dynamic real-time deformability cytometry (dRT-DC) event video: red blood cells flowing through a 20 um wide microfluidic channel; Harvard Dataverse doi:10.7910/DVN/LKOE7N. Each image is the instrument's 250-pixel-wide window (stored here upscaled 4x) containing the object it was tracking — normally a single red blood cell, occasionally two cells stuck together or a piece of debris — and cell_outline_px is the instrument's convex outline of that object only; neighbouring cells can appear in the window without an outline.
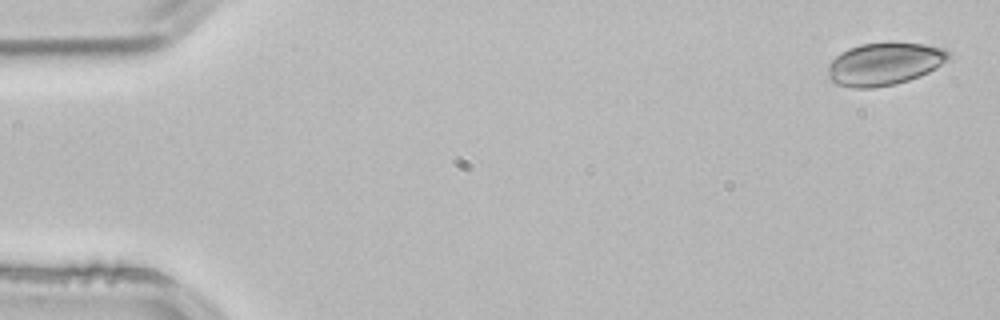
{"species": "common noctule bat (a hibernating species)", "species_latin": "Nyctalus noctula", "temperature_condition": "room temperature", "stored_images_in_passage": 3, "camera_frame_rate_fps": 3000, "um_per_image_px": 0.085, "animal": {"sex": "male", "body_mass_g": 21.5, "forearm_length_mm": 52.0}, "frame": {"image": 1, "passage_image": 1, "time_ms": 0.0, "image_size_px": [1000, 320], "cell_outline_px": [[952, 56], [936, 68], [928, 72], [908, 80], [896, 84], [872, 88], [852, 88], [836, 84], [828, 80], [828, 64], [840, 52], [848, 48], [860, 44], [892, 40], [924, 44], [944, 48]], "centroid_in_image_um": [75.15, 5.4], "position_along_channel_um": 9.8, "area_um2": 30.63}}
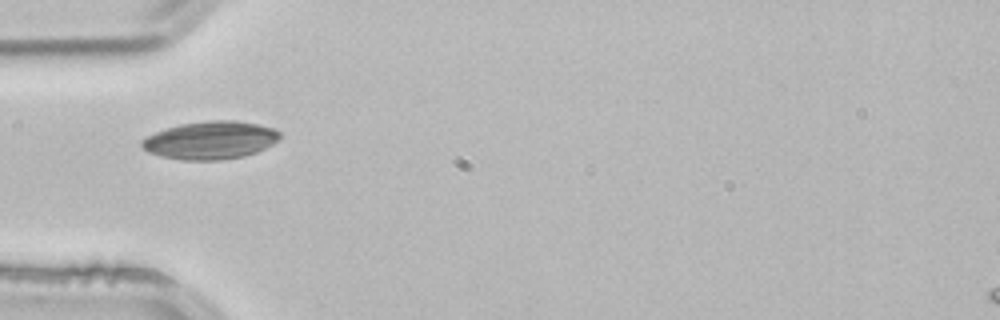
{"frame": {"image": 2, "passage_image": 3, "time_ms": 0.667, "image_size_px": [1000, 320], "cell_outline_px": [[280, 136], [272, 144], [256, 152], [244, 156], [220, 160], [180, 160], [160, 156], [148, 152], [140, 148], [140, 140], [144, 136], [164, 128], [180, 124], [208, 120], [236, 120], [260, 124], [272, 128], [280, 132]], "centroid_in_image_um": [17.81, 11.91], "position_along_channel_um": 67.2, "area_um2": 30.87}}